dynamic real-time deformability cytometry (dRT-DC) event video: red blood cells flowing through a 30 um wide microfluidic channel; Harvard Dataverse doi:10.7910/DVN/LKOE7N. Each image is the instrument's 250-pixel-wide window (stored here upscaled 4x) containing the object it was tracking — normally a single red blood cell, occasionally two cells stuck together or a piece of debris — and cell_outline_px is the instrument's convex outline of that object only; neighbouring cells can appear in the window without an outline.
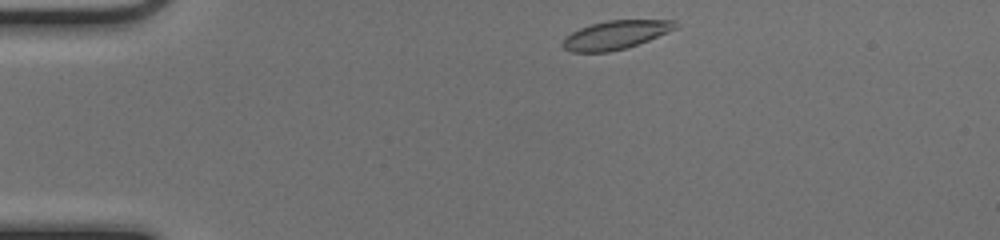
{"species": "common noctule bat (a hibernating species)", "species_latin": "Nyctalus noctula", "temperature_condition": "cold", "stored_images_in_passage": 42, "camera_frame_rate_fps": 3000, "um_per_image_px": 0.085, "animal": {"sex": "female", "body_mass_g": 17.0, "forearm_length_mm": 48.0}, "frame": {"image": 1, "passage_image": 1, "time_ms": 0.0, "image_size_px": [1000, 240], "cell_outline_px": [[680, 24], [676, 28], [668, 32], [648, 40], [624, 48], [608, 52], [572, 52], [564, 48], [560, 44], [564, 36], [580, 28], [592, 24], [608, 20], [676, 20]], "centroid_in_image_um": [52.31, 2.96], "position_along_channel_um": 32.7, "area_um2": 18.73}}
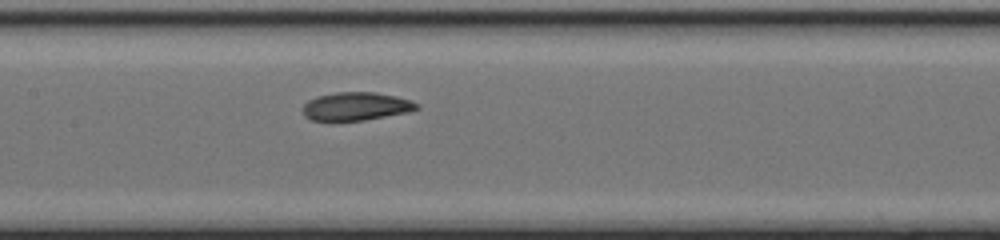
{"frame": {"image": 2, "passage_image": 16, "time_ms": 5.0, "image_size_px": [1000, 240], "cell_outline_px": [[420, 108], [408, 112], [364, 120], [332, 124], [308, 120], [304, 116], [304, 104], [308, 100], [316, 96], [336, 92], [376, 92], [396, 96], [412, 100], [420, 104]], "centroid_in_image_um": [30.21, 9.08], "position_along_channel_um": 177.2, "area_um2": 19.59}}
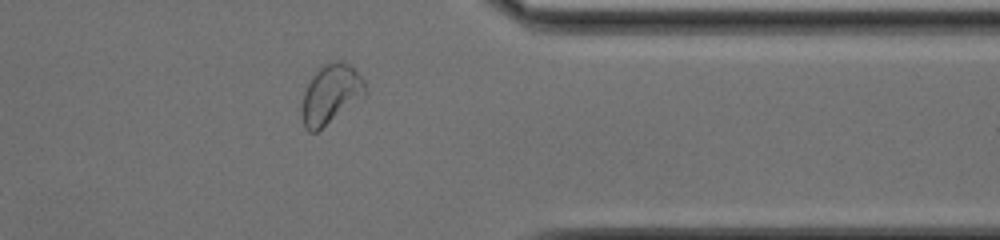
{"frame": {"image": 3, "passage_image": 32, "time_ms": 10.333, "image_size_px": [1000, 240], "cell_outline_px": [[368, 92], [316, 132], [308, 132], [304, 128], [300, 116], [300, 104], [304, 92], [312, 76], [324, 64], [336, 60], [340, 60], [348, 64], [364, 80]], "centroid_in_image_um": [28.06, 8.02], "position_along_channel_um": 383.3, "area_um2": 21.73}, "authors_computed_cell_mechanics": {"area_um2": 19.6231, "velocity_mm_per_s": 4.0528, "shape_relaxation_time_tau1_ms": 4.7034, "shape_relaxation_time_tau2_ms": 4.3519, "deformation_change_tau1": 0.128, "deformation_change_tau2": 0.0806}}